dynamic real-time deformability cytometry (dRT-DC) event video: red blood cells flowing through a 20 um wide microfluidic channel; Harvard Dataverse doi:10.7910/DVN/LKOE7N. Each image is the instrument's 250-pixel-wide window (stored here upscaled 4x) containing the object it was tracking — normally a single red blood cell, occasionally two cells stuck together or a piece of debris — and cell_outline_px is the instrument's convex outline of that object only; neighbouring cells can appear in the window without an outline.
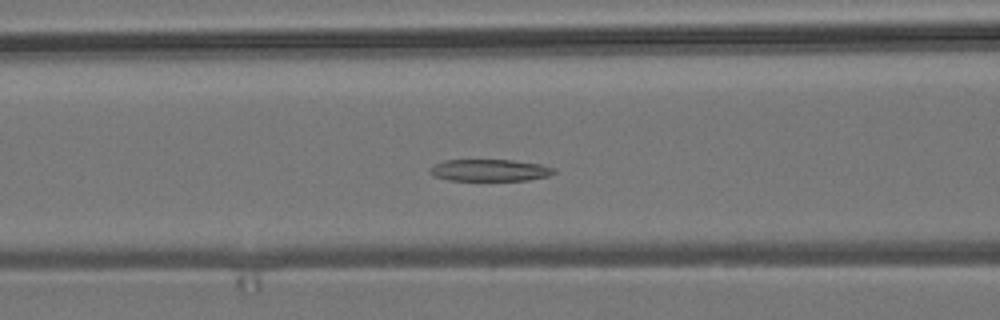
{"species": "common noctule bat (a hibernating species)", "species_latin": "Nyctalus noctula", "temperature_condition": "room temperature", "stored_images_in_passage": 35, "camera_frame_rate_fps": 3000, "um_per_image_px": 0.085, "animal": {"sex": "male", "body_mass_g": 19.2, "forearm_length_mm": 51.8}, "frame": {"image": 1, "passage_image": 14, "time_ms": 4.333, "image_size_px": [1000, 320], "cell_outline_px": [[556, 172], [548, 176], [528, 180], [448, 180], [432, 176], [428, 172], [428, 168], [432, 164], [444, 160], [512, 160], [540, 164], [556, 168]], "centroid_in_image_um": [41.57, 14.47], "position_along_channel_um": 125.0, "area_um2": 16.01}}
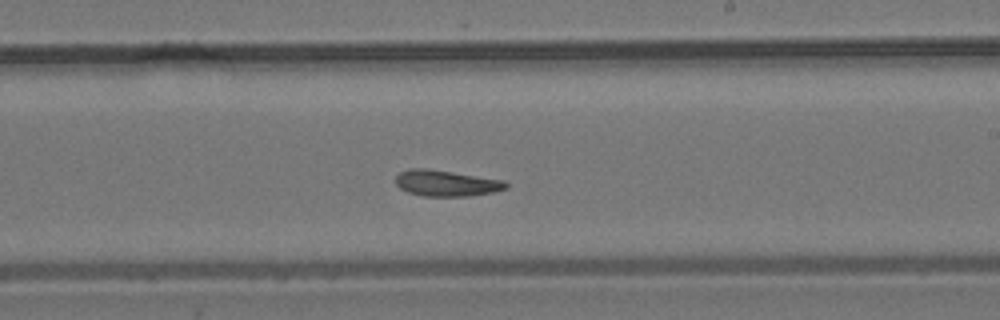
{"frame": {"image": 2, "passage_image": 24, "time_ms": 7.667, "image_size_px": [1000, 320], "cell_outline_px": [[508, 188], [496, 192], [472, 196], [424, 196], [408, 192], [400, 188], [396, 184], [396, 176], [400, 172], [408, 168], [424, 168], [452, 172], [504, 180], [508, 184]], "centroid_in_image_um": [37.96, 15.58], "position_along_channel_um": 251.0, "area_um2": 16.82}}
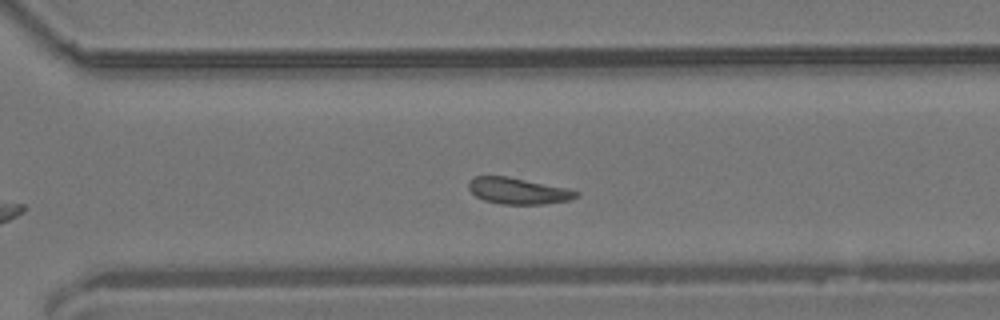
{"frame": {"image": 3, "passage_image": 30, "time_ms": 9.667, "image_size_px": [1000, 320], "cell_outline_px": [[580, 196], [568, 200], [544, 204], [500, 204], [484, 200], [476, 196], [468, 188], [468, 180], [472, 176], [508, 176], [568, 188], [580, 192]], "centroid_in_image_um": [44.03, 16.22], "position_along_channel_um": 326.6, "area_um2": 16.65}, "authors_computed_cell_mechanics": {"area_um2": 16.9354, "velocity_mm_per_s": 3.7856, "shape_relaxation_time_tau1_ms": null, "shape_relaxation_time_tau2_ms": 6.9564, "deformation_change_tau1": null, "deformation_change_tau2": 0.1441}}